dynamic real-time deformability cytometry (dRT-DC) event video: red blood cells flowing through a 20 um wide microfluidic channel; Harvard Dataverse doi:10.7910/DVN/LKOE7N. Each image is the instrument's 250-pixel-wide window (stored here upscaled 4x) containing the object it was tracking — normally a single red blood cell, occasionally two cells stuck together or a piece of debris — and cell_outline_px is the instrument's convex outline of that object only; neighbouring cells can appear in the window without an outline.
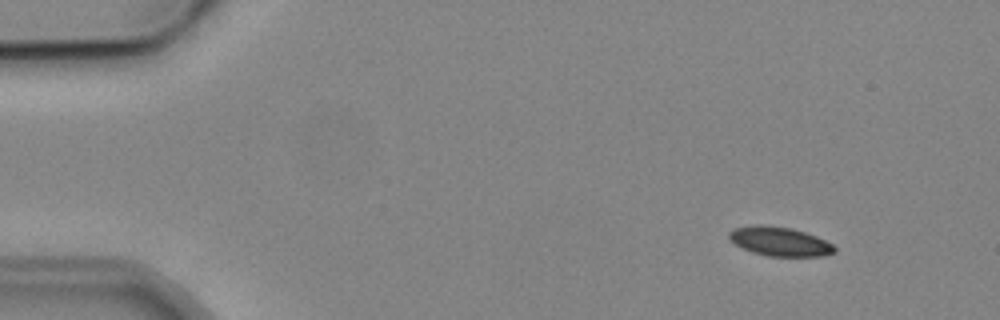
{"species": "common noctule bat (a hibernating species)", "species_latin": "Nyctalus noctula", "temperature_condition": "cold", "stored_images_in_passage": 5, "camera_frame_rate_fps": 3000, "um_per_image_px": 0.085, "animal": {"sex": "male", "body_mass_g": 19.2, "forearm_length_mm": 51.8}, "frame": {"image": 1, "passage_image": 1, "time_ms": 0.0, "image_size_px": [1000, 320], "cell_outline_px": [[836, 252], [824, 256], [768, 256], [752, 252], [736, 244], [728, 236], [728, 232], [736, 228], [756, 224], [792, 228], [816, 236], [832, 244], [836, 248]], "centroid_in_image_um": [66.3, 20.53], "position_along_channel_um": 18.7, "area_um2": 17.69}}
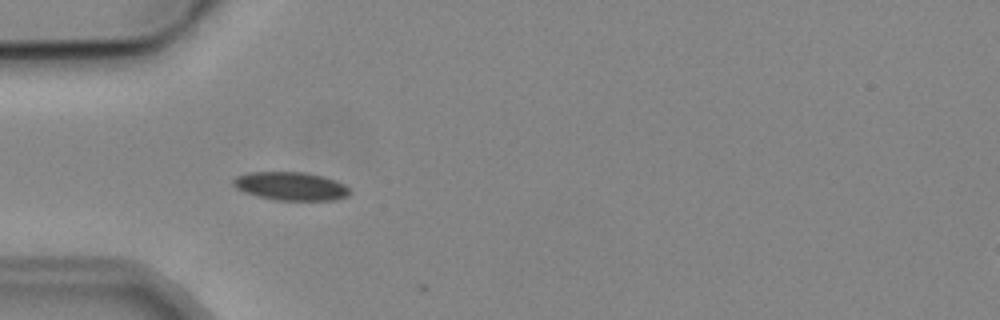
{"frame": {"image": 2, "passage_image": 4, "time_ms": 3.667, "image_size_px": [1000, 320], "cell_outline_px": [[348, 192], [344, 196], [336, 200], [276, 200], [244, 192], [236, 188], [232, 184], [232, 180], [236, 176], [248, 172], [304, 172], [320, 176], [344, 184], [348, 188]], "centroid_in_image_um": [24.64, 15.82], "position_along_channel_um": 60.4, "area_um2": 18.9}}